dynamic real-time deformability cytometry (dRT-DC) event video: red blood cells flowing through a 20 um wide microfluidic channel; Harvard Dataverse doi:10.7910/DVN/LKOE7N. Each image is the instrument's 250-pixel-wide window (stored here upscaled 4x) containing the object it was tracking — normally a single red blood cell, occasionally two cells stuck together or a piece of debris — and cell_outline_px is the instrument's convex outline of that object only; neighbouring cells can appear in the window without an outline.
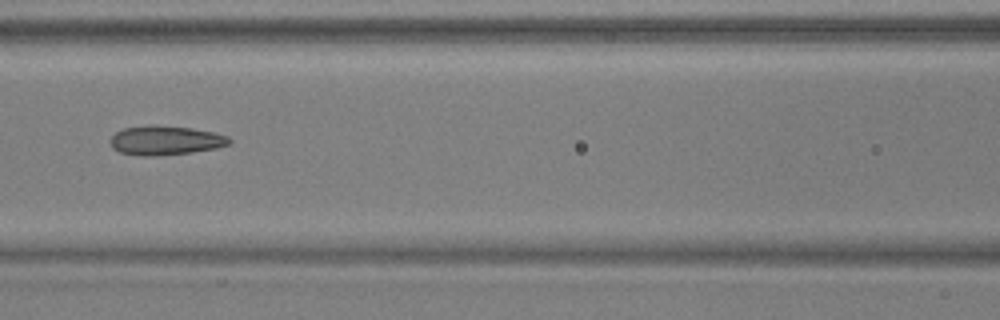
{"species": "common noctule bat (a hibernating species)", "species_latin": "Nyctalus noctula", "temperature_condition": "warm", "stored_images_in_passage": 6, "camera_frame_rate_fps": 3000, "um_per_image_px": 0.085, "animal": {"sex": "male", "body_mass_g": 17.9, "forearm_length_mm": 54.2}, "frame": {"image": 1, "passage_image": 6, "time_ms": 1.667, "image_size_px": [1000, 320], "cell_outline_px": [[232, 140], [228, 144], [216, 148], [192, 152], [156, 156], [140, 156], [120, 152], [112, 148], [108, 140], [116, 132], [124, 128], [192, 128], [216, 132], [228, 136]], "centroid_in_image_um": [14.08, 11.98], "position_along_channel_um": 152.5, "area_um2": 19.54}}